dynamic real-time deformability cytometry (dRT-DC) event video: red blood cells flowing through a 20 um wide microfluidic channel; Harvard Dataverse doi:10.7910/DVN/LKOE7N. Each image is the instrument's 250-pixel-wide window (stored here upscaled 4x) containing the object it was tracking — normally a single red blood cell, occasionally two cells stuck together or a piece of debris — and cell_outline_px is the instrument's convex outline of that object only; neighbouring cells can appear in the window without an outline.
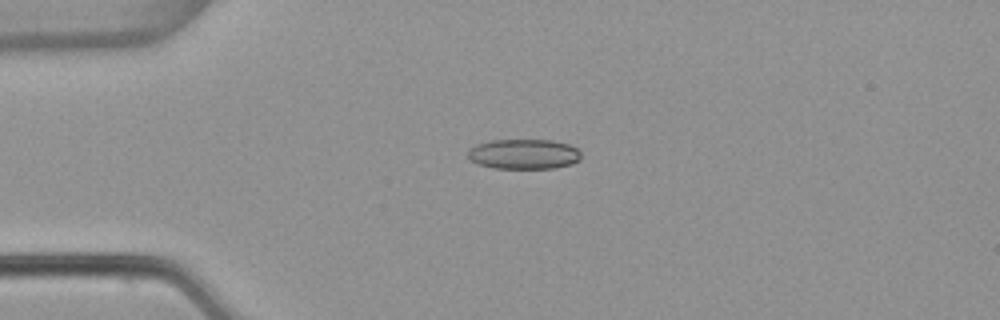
{"species": "common noctule bat (a hibernating species)", "species_latin": "Nyctalus noctula", "temperature_condition": "warm", "stored_images_in_passage": 4, "camera_frame_rate_fps": 3000, "um_per_image_px": 0.085, "animal": {"sex": "female", "body_mass_g": 22.7, "forearm_length_mm": 54.2}, "frame": {"image": 1, "passage_image": 1, "time_ms": 0.0, "image_size_px": [1000, 320], "cell_outline_px": [[580, 160], [572, 164], [552, 168], [492, 168], [476, 164], [468, 156], [468, 148], [476, 144], [492, 140], [552, 140], [568, 144], [576, 148], [580, 152]], "centroid_in_image_um": [44.5, 13.09], "position_along_channel_um": 40.5, "area_um2": 19.88}}
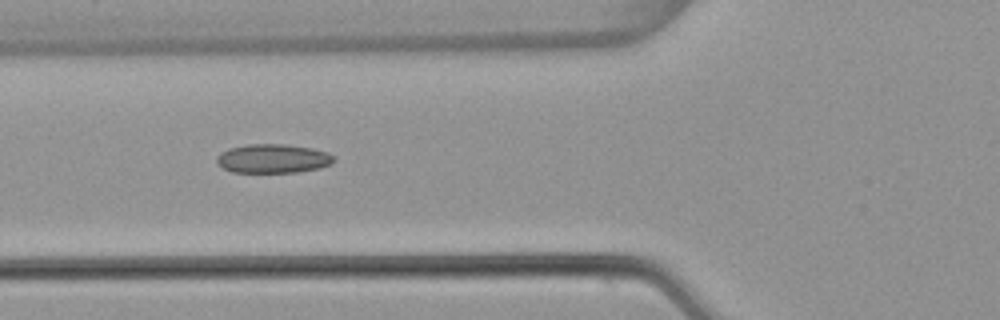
{"frame": {"image": 2, "passage_image": 3, "time_ms": 0.667, "image_size_px": [1000, 320], "cell_outline_px": [[336, 160], [332, 164], [320, 168], [296, 172], [232, 172], [216, 164], [216, 156], [220, 152], [228, 148], [248, 144], [284, 144], [312, 148], [328, 152]], "centroid_in_image_um": [23.19, 13.47], "position_along_channel_um": 102.6, "area_um2": 19.94}}
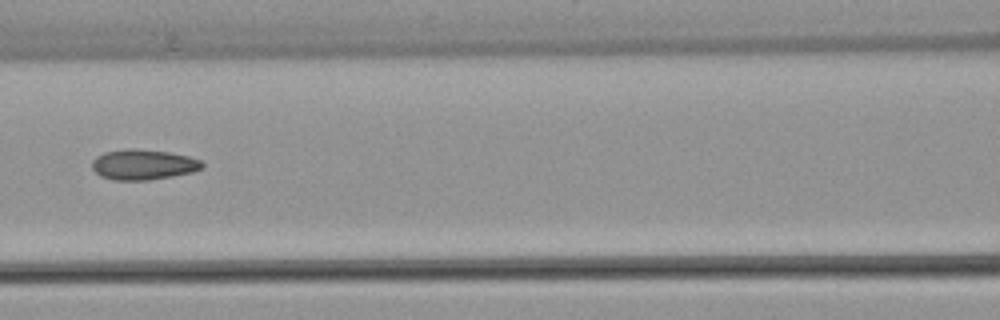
{"frame": {"image": 3, "passage_image": 4, "time_ms": 1.0, "image_size_px": [1000, 320], "cell_outline_px": [[204, 168], [192, 172], [172, 176], [148, 180], [112, 180], [100, 176], [92, 168], [92, 160], [96, 156], [104, 152], [132, 148], [168, 152], [188, 156], [200, 160], [204, 164]], "centroid_in_image_um": [12.17, 13.99], "position_along_channel_um": 154.4, "area_um2": 19.48}}